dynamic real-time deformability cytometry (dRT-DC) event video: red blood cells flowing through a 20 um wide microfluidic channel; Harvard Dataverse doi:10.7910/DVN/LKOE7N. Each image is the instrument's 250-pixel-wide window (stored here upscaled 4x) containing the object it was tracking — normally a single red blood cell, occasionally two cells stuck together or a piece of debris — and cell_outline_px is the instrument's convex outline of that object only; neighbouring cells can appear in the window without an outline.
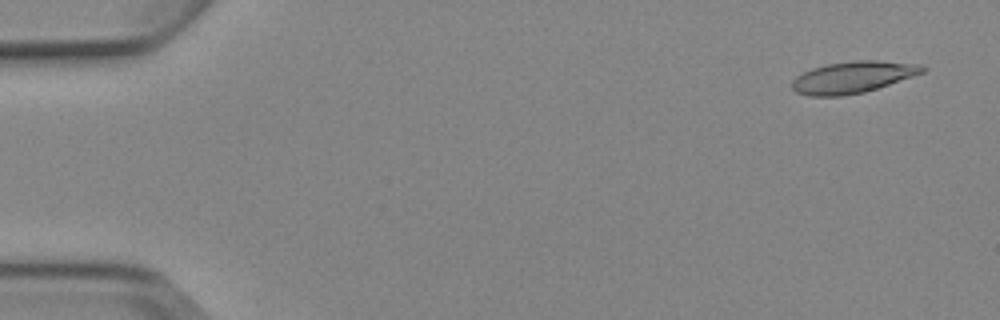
{"species": "Egyptian fruit bat (a non-hibernating species)", "species_latin": "Rousettus aegyptiacus", "temperature_condition": "cold", "stored_images_in_passage": 6, "camera_frame_rate_fps": 3000, "um_per_image_px": 0.085, "animal": {"sex": "female"}, "frame": {"image": 1, "passage_image": 1, "time_ms": 0.0, "image_size_px": [1000, 320], "cell_outline_px": [[928, 68], [924, 72], [864, 92], [840, 96], [808, 96], [796, 92], [792, 88], [792, 80], [796, 76], [812, 68], [828, 64], [852, 60], [880, 60], [920, 64]], "centroid_in_image_um": [72.48, 6.55], "position_along_channel_um": 12.5, "area_um2": 23.99}}
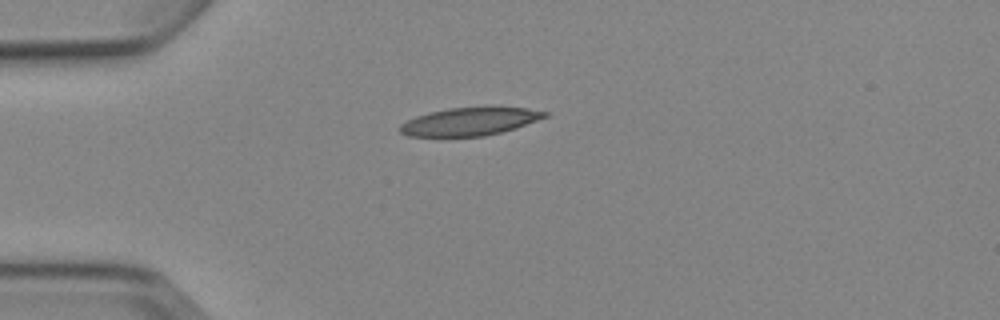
{"frame": {"image": 2, "passage_image": 4, "time_ms": 3.667, "image_size_px": [1000, 320], "cell_outline_px": [[548, 116], [516, 128], [484, 136], [408, 136], [400, 132], [400, 124], [416, 116], [428, 112], [448, 108], [492, 104], [528, 108], [548, 112]], "centroid_in_image_um": [39.99, 10.28], "position_along_channel_um": 45.0, "area_um2": 24.33}}
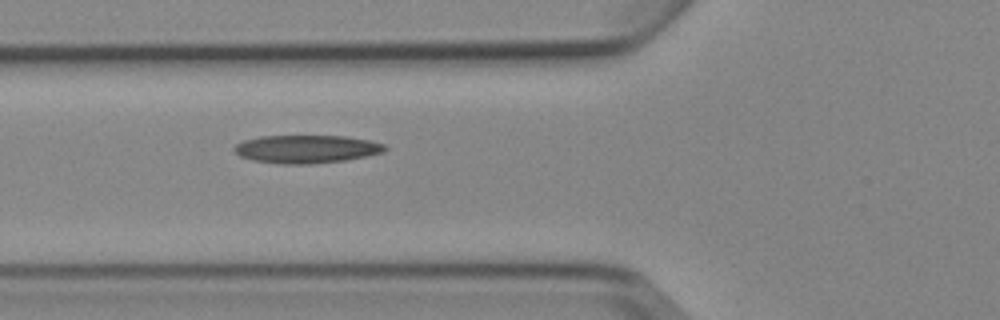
{"frame": {"image": 3, "passage_image": 6, "time_ms": 5.667, "image_size_px": [1000, 320], "cell_outline_px": [[388, 148], [384, 152], [368, 156], [348, 160], [312, 164], [280, 164], [252, 160], [240, 156], [232, 148], [236, 144], [244, 140], [260, 136], [348, 136], [368, 140], [384, 144]], "centroid_in_image_um": [26.07, 12.67], "position_along_channel_um": 99.7, "area_um2": 24.85}}